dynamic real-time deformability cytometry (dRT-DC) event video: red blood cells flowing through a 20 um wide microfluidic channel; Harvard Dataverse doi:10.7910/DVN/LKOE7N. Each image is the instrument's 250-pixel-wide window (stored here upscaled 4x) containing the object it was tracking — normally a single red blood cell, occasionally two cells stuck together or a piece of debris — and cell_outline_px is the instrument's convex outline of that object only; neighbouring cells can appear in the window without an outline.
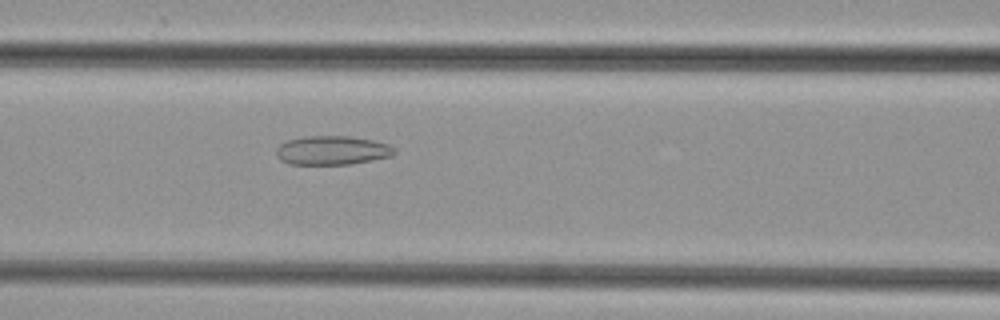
{"species": "common noctule bat (a hibernating species)", "species_latin": "Nyctalus noctula", "temperature_condition": "cold", "stored_images_in_passage": 49, "camera_frame_rate_fps": 3000, "um_per_image_px": 0.085, "animal": {"sex": "female", "body_mass_g": 29.2, "forearm_length_mm": 56.3}, "frame": {"image": 1, "passage_image": 21, "time_ms": 6.667, "image_size_px": [1000, 320], "cell_outline_px": [[396, 152], [392, 156], [372, 160], [348, 164], [288, 164], [280, 160], [276, 156], [276, 148], [280, 144], [288, 140], [304, 136], [348, 136], [372, 140], [388, 144], [396, 148]], "centroid_in_image_um": [28.22, 12.78], "position_along_channel_um": 138.4, "area_um2": 20.0}}
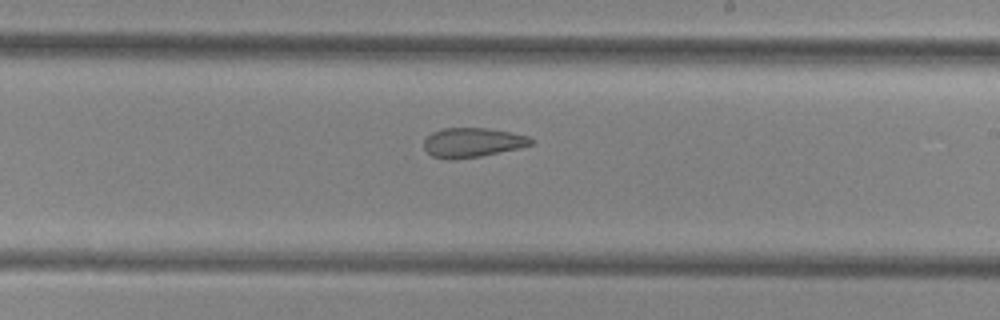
{"frame": {"image": 2, "passage_image": 29, "time_ms": 9.333, "image_size_px": [1000, 320], "cell_outline_px": [[536, 140], [532, 144], [520, 148], [480, 156], [452, 160], [448, 160], [432, 156], [424, 148], [424, 140], [432, 132], [440, 128], [488, 128], [528, 136]], "centroid_in_image_um": [40.15, 12.11], "position_along_channel_um": 248.8, "area_um2": 18.44}}
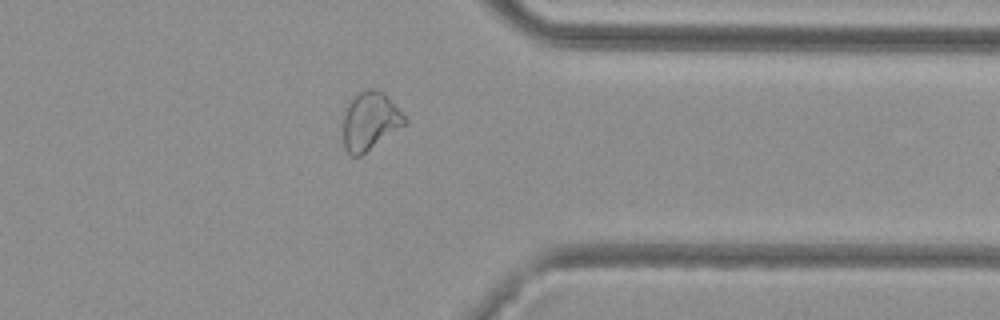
{"frame": {"image": 3, "passage_image": 39, "time_ms": 12.667, "image_size_px": [1000, 320], "cell_outline_px": [[408, 124], [360, 156], [352, 156], [344, 148], [344, 108], [348, 100], [356, 92], [364, 88], [372, 88], [384, 92], [408, 116]], "centroid_in_image_um": [31.49, 10.24], "position_along_channel_um": 379.9, "area_um2": 21.68}}